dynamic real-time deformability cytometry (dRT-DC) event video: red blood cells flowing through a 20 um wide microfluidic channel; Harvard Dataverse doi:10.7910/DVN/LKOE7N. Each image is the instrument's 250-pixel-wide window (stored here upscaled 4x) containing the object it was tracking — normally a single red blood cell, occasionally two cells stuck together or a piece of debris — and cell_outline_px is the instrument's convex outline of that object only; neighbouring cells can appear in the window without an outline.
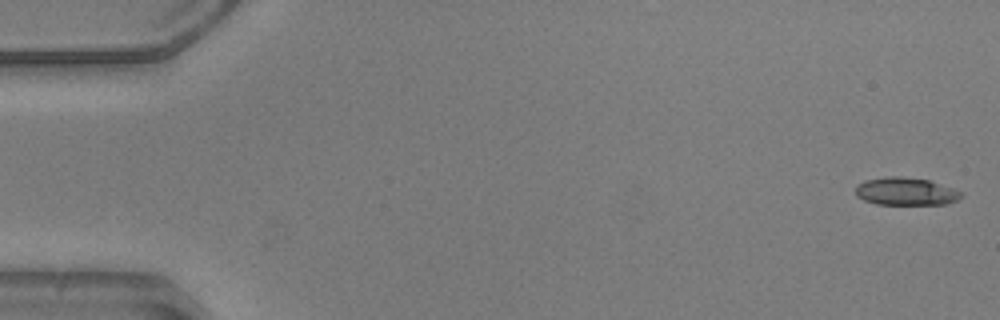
{"species": "common noctule bat (a hibernating species)", "species_latin": "Nyctalus noctula", "temperature_condition": "warm", "stored_images_in_passage": 51, "camera_frame_rate_fps": 3000, "um_per_image_px": 0.085, "animal": {"sex": "male", "body_mass_g": 20.5, "forearm_length_mm": 52.5}, "frame": {"image": 1, "passage_image": 1, "time_ms": 0.0, "image_size_px": [1000, 320], "cell_outline_px": [[964, 196], [948, 204], [876, 204], [864, 200], [856, 196], [856, 184], [864, 180], [884, 176], [900, 176], [928, 180], [964, 192]], "centroid_in_image_um": [76.98, 16.26], "position_along_channel_um": 8.0, "area_um2": 17.22}}
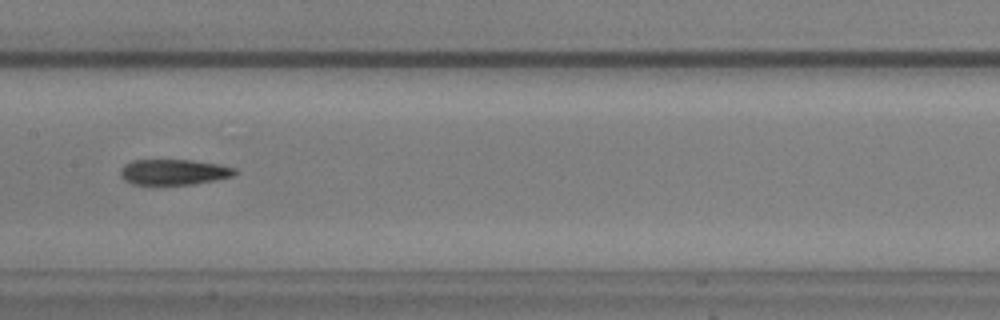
{"frame": {"image": 2, "passage_image": 26, "time_ms": 8.333, "image_size_px": [1000, 320], "cell_outline_px": [[236, 172], [232, 176], [192, 184], [132, 184], [124, 180], [120, 176], [120, 168], [124, 164], [132, 160], [192, 160], [216, 164], [236, 168]], "centroid_in_image_um": [14.7, 14.61], "position_along_channel_um": 192.7, "area_um2": 16.88}}
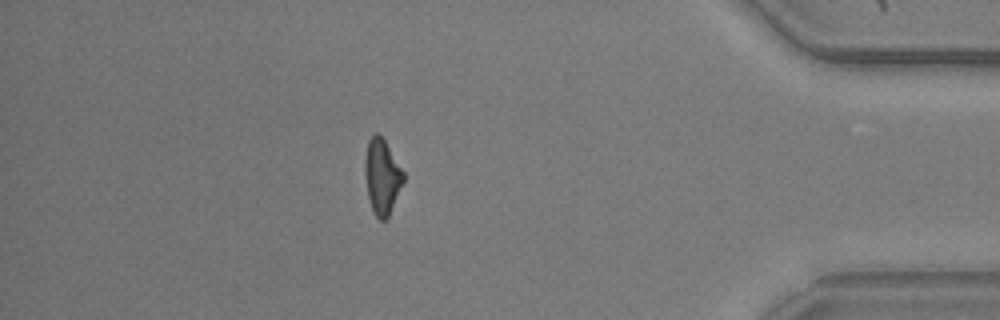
{"frame": {"image": 3, "passage_image": 45, "time_ms": 14.667, "image_size_px": [1000, 320], "cell_outline_px": [[404, 180], [388, 216], [384, 220], [380, 220], [372, 212], [368, 200], [364, 176], [364, 160], [368, 140], [376, 132], [380, 132], [404, 172]], "centroid_in_image_um": [32.44, 14.98], "position_along_channel_um": 402.8, "area_um2": 17.05}, "authors_computed_cell_mechanics": {"area_um2": 17.6868, "velocity_mm_per_s": 3.9597, "shape_relaxation_time_tau1_ms": 10.9285, "shape_relaxation_time_tau2_ms": 9.9905, "deformation_change_tau1": 0.2936, "deformation_change_tau2": 0.2588}}